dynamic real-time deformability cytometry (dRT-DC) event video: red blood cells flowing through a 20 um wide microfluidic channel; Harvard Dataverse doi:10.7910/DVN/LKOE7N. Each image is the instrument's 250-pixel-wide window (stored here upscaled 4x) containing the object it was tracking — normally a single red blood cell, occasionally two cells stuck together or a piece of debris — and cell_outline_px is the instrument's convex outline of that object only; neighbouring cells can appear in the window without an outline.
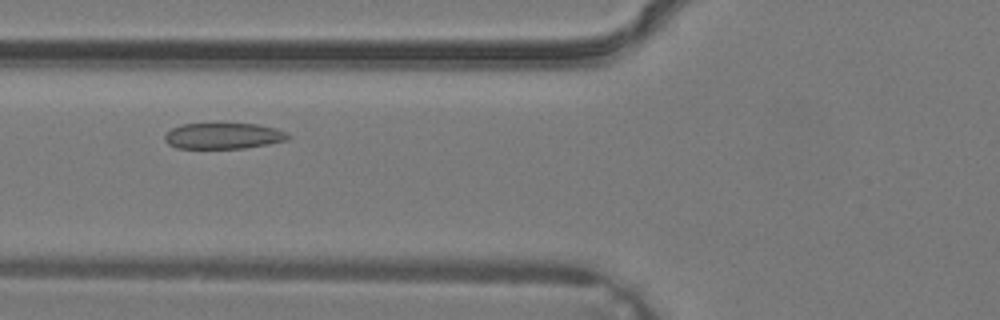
{"species": "common noctule bat (a hibernating species)", "species_latin": "Nyctalus noctula", "temperature_condition": "warm", "stored_images_in_passage": 33, "camera_frame_rate_fps": 3000, "um_per_image_px": 0.085, "animal": {"sex": "male", "body_mass_g": 19.2, "forearm_length_mm": 51.8}, "frame": {"image": 1, "passage_image": 9, "time_ms": 2.667, "image_size_px": [1000, 320], "cell_outline_px": [[292, 136], [288, 140], [268, 144], [244, 148], [176, 148], [168, 144], [164, 140], [164, 136], [172, 128], [180, 124], [256, 124], [276, 128]], "centroid_in_image_um": [18.98, 11.55], "position_along_channel_um": 106.8, "area_um2": 18.61}}
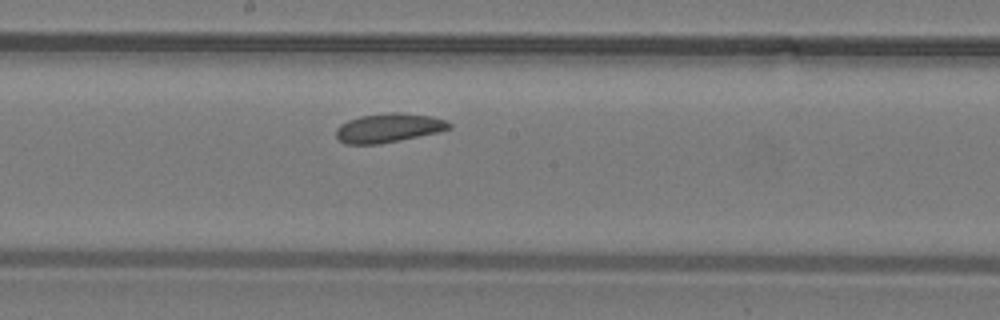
{"frame": {"image": 2, "passage_image": 15, "time_ms": 4.667, "image_size_px": [1000, 320], "cell_outline_px": [[452, 128], [440, 132], [380, 144], [344, 144], [336, 136], [336, 128], [340, 124], [348, 120], [360, 116], [388, 112], [400, 112], [432, 116], [444, 120], [452, 124]], "centroid_in_image_um": [33.04, 10.87], "position_along_channel_um": 215.2, "area_um2": 19.31}}
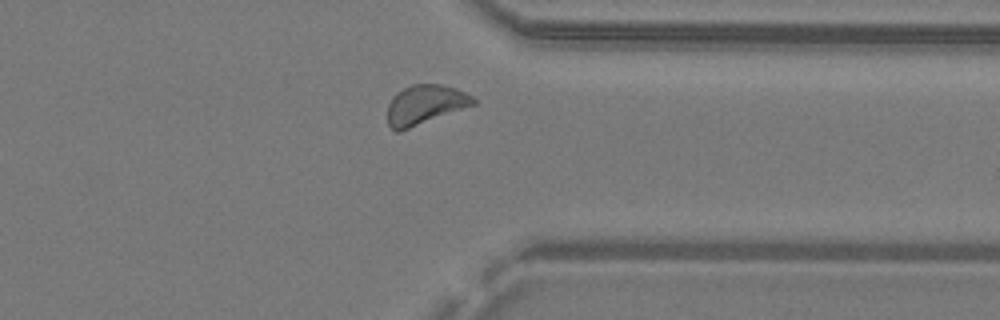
{"frame": {"image": 3, "passage_image": 24, "time_ms": 7.667, "image_size_px": [1000, 320], "cell_outline_px": [[476, 104], [400, 132], [396, 132], [388, 124], [388, 104], [392, 96], [396, 92], [412, 84], [440, 84], [456, 88], [472, 96], [476, 100]], "centroid_in_image_um": [36.11, 8.9], "position_along_channel_um": 375.3, "area_um2": 19.83}}